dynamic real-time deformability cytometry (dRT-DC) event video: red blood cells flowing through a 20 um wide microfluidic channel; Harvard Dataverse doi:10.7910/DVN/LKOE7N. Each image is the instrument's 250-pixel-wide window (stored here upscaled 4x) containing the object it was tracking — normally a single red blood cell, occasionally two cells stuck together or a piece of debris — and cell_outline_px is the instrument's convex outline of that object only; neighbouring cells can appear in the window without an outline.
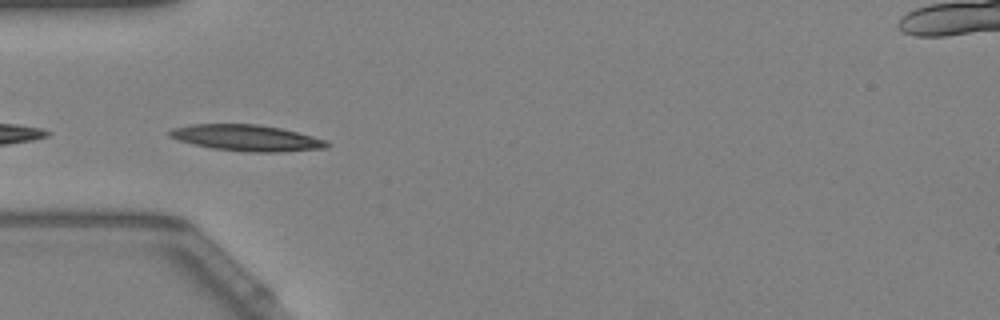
{"species": "Egyptian fruit bat (a non-hibernating species)", "species_latin": "Rousettus aegyptiacus", "temperature_condition": "warm", "stored_images_in_passage": 38, "camera_frame_rate_fps": 3000, "um_per_image_px": 0.085, "animal": {"sex": "female"}, "frame": {"image": 1, "passage_image": 1, "time_ms": 0.0, "image_size_px": [1000, 320], "cell_outline_px": [[332, 144], [324, 148], [280, 152], [244, 152], [212, 148], [192, 144], [176, 140], [168, 136], [168, 132], [172, 128], [192, 124], [256, 124], [280, 128], [312, 136], [324, 140]], "centroid_in_image_um": [20.91, 11.72], "position_along_channel_um": 64.1, "area_um2": 23.99}}
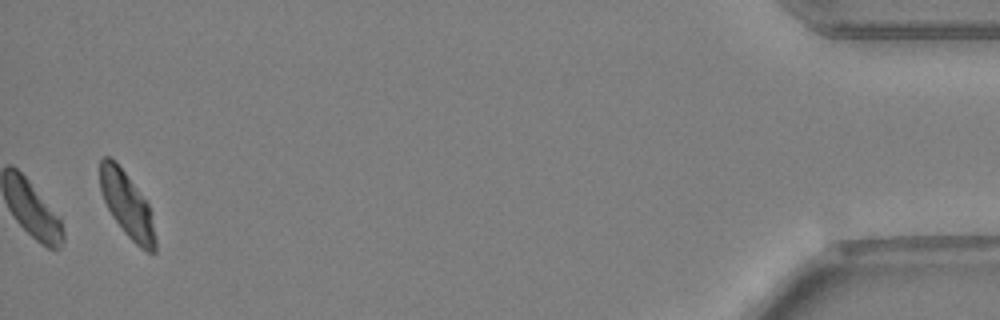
{"frame": {"image": 2, "passage_image": 38, "time_ms": 12.333, "image_size_px": [1000, 320], "cell_outline_px": [[156, 252], [148, 252], [140, 248], [124, 232], [112, 216], [104, 200], [100, 188], [100, 160], [104, 156], [108, 156], [116, 160], [148, 204], [156, 240]], "centroid_in_image_um": [10.78, 17.39], "position_along_channel_um": 424.4, "area_um2": 20.69}, "authors_computed_cell_mechanics": {"area_um2": 21.1259, "velocity_mm_per_s": 3.6132, "shape_relaxation_time_tau1_ms": 2.6802, "shape_relaxation_time_tau2_ms": null, "deformation_change_tau1": 0.0866, "deformation_change_tau2": null}}